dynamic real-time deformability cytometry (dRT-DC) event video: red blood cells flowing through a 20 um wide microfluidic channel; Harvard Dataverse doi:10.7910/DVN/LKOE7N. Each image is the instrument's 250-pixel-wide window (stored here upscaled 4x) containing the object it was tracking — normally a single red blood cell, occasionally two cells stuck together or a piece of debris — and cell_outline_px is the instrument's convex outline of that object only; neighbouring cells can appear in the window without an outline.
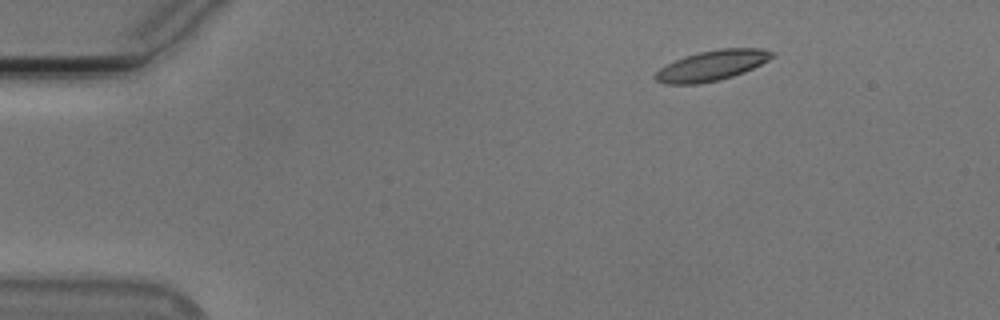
{"species": "Egyptian fruit bat (a non-hibernating species)", "species_latin": "Rousettus aegyptiacus", "temperature_condition": "cold", "stored_images_in_passage": 48, "camera_frame_rate_fps": 3000, "um_per_image_px": 0.085, "animal": {"sex": "male"}, "frame": {"image": 1, "passage_image": 1, "time_ms": 0.0, "image_size_px": [1000, 320], "cell_outline_px": [[776, 56], [744, 72], [720, 80], [700, 84], [664, 84], [656, 80], [652, 76], [660, 68], [684, 56], [700, 52], [720, 48], [760, 48], [776, 52]], "centroid_in_image_um": [60.52, 5.57], "position_along_channel_um": 24.5, "area_um2": 20.63}}
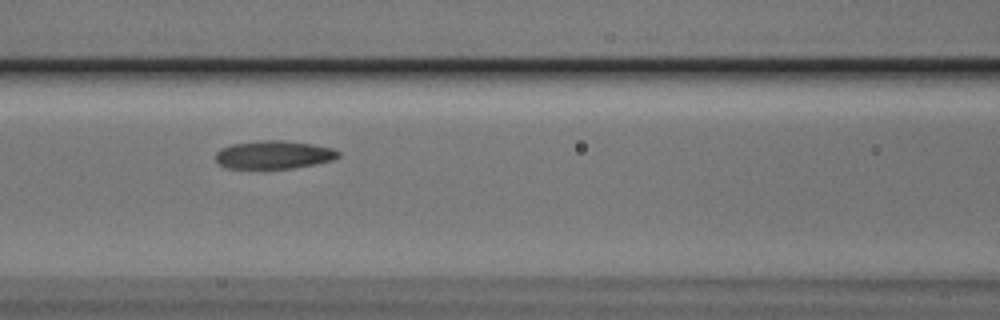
{"frame": {"image": 2, "passage_image": 17, "time_ms": 5.333, "image_size_px": [1000, 320], "cell_outline_px": [[340, 156], [332, 160], [292, 168], [224, 168], [216, 160], [216, 152], [220, 148], [232, 144], [260, 140], [284, 140], [312, 144], [332, 148], [340, 152]], "centroid_in_image_um": [23.25, 13.14], "position_along_channel_um": 143.4, "area_um2": 20.06}}
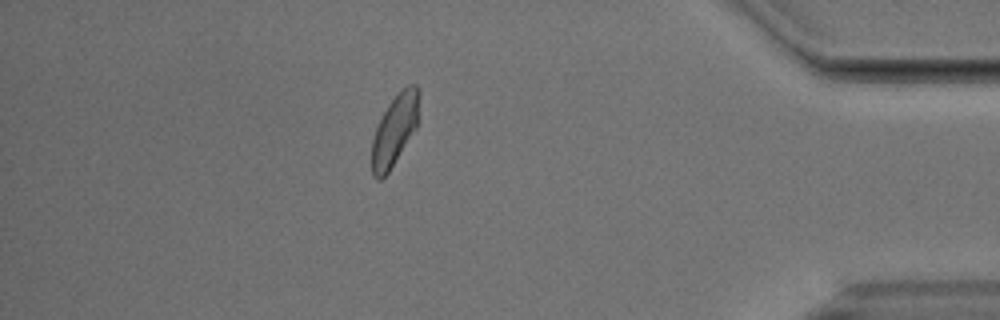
{"frame": {"image": 3, "passage_image": 41, "time_ms": 13.333, "image_size_px": [1000, 320], "cell_outline_px": [[420, 96], [416, 128], [388, 172], [380, 180], [376, 180], [372, 176], [372, 140], [376, 128], [388, 104], [408, 84], [416, 84], [420, 88]], "centroid_in_image_um": [33.56, 11.04], "position_along_channel_um": 401.6, "area_um2": 19.25}, "authors_computed_cell_mechanics": {"area_um2": 20.2589, "velocity_mm_per_s": 3.7342, "shape_relaxation_time_tau1_ms": 2.6783, "shape_relaxation_time_tau2_ms": 2.7871, "deformation_change_tau1": 0.1269, "deformation_change_tau2": 0.0757}}